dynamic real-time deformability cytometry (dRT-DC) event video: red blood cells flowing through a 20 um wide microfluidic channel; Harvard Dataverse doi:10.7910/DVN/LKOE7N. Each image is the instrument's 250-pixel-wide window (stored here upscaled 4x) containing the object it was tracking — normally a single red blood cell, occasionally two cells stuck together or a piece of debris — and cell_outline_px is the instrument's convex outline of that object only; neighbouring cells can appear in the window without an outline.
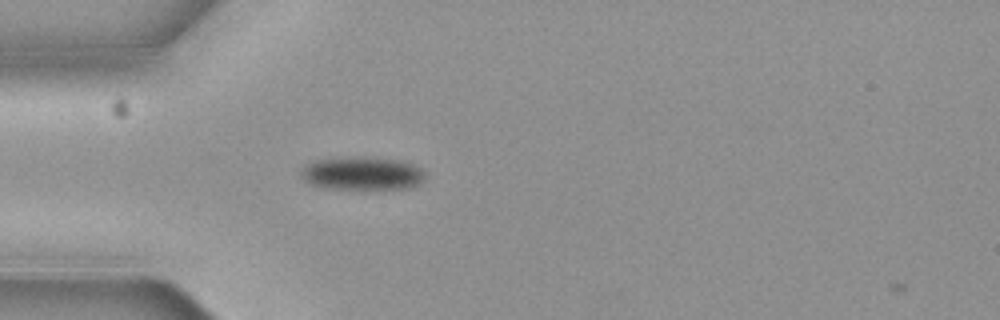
{"species": "common noctule bat (a hibernating species)", "species_latin": "Nyctalus noctula", "temperature_condition": "cold", "stored_images_in_passage": 2, "camera_frame_rate_fps": 3000, "um_per_image_px": 0.085, "animal": {"sex": "female", "body_mass_g": 19.3, "forearm_length_mm": 54.1}, "frame": {"image": 1, "passage_image": 1, "time_ms": 0.0, "image_size_px": [1000, 320], "cell_outline_px": [[424, 180], [408, 188], [364, 192], [360, 192], [324, 188], [308, 184], [300, 176], [300, 172], [308, 164], [316, 160], [364, 156], [396, 160], [412, 164], [420, 168], [424, 172]], "centroid_in_image_um": [30.76, 14.81], "position_along_channel_um": 54.2, "area_um2": 24.91}}